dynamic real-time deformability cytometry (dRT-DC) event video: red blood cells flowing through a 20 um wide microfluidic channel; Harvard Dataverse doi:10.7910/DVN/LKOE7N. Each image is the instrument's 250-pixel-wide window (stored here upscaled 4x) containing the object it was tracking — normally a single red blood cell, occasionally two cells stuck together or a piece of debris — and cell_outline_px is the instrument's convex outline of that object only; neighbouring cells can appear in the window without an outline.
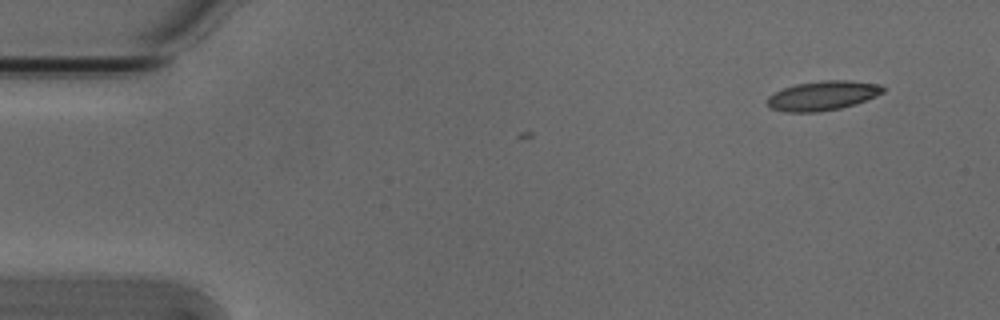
{"species": "Egyptian fruit bat (a non-hibernating species)", "species_latin": "Rousettus aegyptiacus", "temperature_condition": "cold", "stored_images_in_passage": 5, "camera_frame_rate_fps": 3000, "um_per_image_px": 0.085, "animal": {"sex": "male"}, "frame": {"image": 1, "passage_image": 5, "time_ms": 1.333, "image_size_px": [1000, 320], "cell_outline_px": [[884, 92], [876, 96], [856, 104], [840, 108], [816, 112], [784, 112], [772, 108], [768, 104], [768, 96], [784, 88], [796, 84], [824, 80], [848, 80], [880, 84], [884, 88]], "centroid_in_image_um": [69.96, 8.13], "position_along_channel_um": 15.0, "area_um2": 19.71}}